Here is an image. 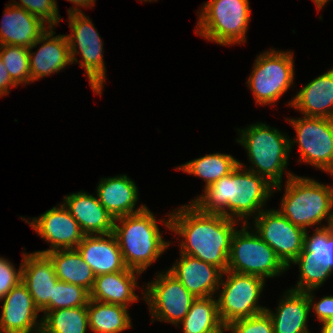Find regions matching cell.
<instances>
[{
  "label": "cell",
  "mask_w": 333,
  "mask_h": 333,
  "mask_svg": "<svg viewBox=\"0 0 333 333\" xmlns=\"http://www.w3.org/2000/svg\"><path fill=\"white\" fill-rule=\"evenodd\" d=\"M165 220L164 226L181 236L180 253L187 254L218 267L228 268L231 239L239 222L221 214L204 213L191 202L181 205Z\"/></svg>",
  "instance_id": "1"
},
{
  "label": "cell",
  "mask_w": 333,
  "mask_h": 333,
  "mask_svg": "<svg viewBox=\"0 0 333 333\" xmlns=\"http://www.w3.org/2000/svg\"><path fill=\"white\" fill-rule=\"evenodd\" d=\"M273 188L265 178L238 165L229 175L204 188V193L191 203L204 213L221 214L249 226V218L254 219L264 210Z\"/></svg>",
  "instance_id": "2"
},
{
  "label": "cell",
  "mask_w": 333,
  "mask_h": 333,
  "mask_svg": "<svg viewBox=\"0 0 333 333\" xmlns=\"http://www.w3.org/2000/svg\"><path fill=\"white\" fill-rule=\"evenodd\" d=\"M237 131L239 134L236 142L245 148L252 166L247 167L240 161L239 165L265 178L274 186L273 193L282 191V178L283 174L286 175L285 169L288 168L290 157V138L263 122L249 124Z\"/></svg>",
  "instance_id": "3"
},
{
  "label": "cell",
  "mask_w": 333,
  "mask_h": 333,
  "mask_svg": "<svg viewBox=\"0 0 333 333\" xmlns=\"http://www.w3.org/2000/svg\"><path fill=\"white\" fill-rule=\"evenodd\" d=\"M285 190L280 209H277L292 224L305 231L331 226L333 219V186L319 183L308 177L287 172ZM323 219L327 226L322 223Z\"/></svg>",
  "instance_id": "4"
},
{
  "label": "cell",
  "mask_w": 333,
  "mask_h": 333,
  "mask_svg": "<svg viewBox=\"0 0 333 333\" xmlns=\"http://www.w3.org/2000/svg\"><path fill=\"white\" fill-rule=\"evenodd\" d=\"M161 232L148 207L115 219L113 233L127 268L142 273L162 256L171 241H165Z\"/></svg>",
  "instance_id": "5"
},
{
  "label": "cell",
  "mask_w": 333,
  "mask_h": 333,
  "mask_svg": "<svg viewBox=\"0 0 333 333\" xmlns=\"http://www.w3.org/2000/svg\"><path fill=\"white\" fill-rule=\"evenodd\" d=\"M251 13L249 0H209L197 11L195 32L218 45L243 44Z\"/></svg>",
  "instance_id": "6"
},
{
  "label": "cell",
  "mask_w": 333,
  "mask_h": 333,
  "mask_svg": "<svg viewBox=\"0 0 333 333\" xmlns=\"http://www.w3.org/2000/svg\"><path fill=\"white\" fill-rule=\"evenodd\" d=\"M293 55L290 50L270 49L256 57L246 84L248 89H251L257 105H275L282 95L294 86Z\"/></svg>",
  "instance_id": "7"
},
{
  "label": "cell",
  "mask_w": 333,
  "mask_h": 333,
  "mask_svg": "<svg viewBox=\"0 0 333 333\" xmlns=\"http://www.w3.org/2000/svg\"><path fill=\"white\" fill-rule=\"evenodd\" d=\"M247 225H240L241 229H237L232 236L227 270L258 276L264 280L287 272L288 268L275 251Z\"/></svg>",
  "instance_id": "8"
},
{
  "label": "cell",
  "mask_w": 333,
  "mask_h": 333,
  "mask_svg": "<svg viewBox=\"0 0 333 333\" xmlns=\"http://www.w3.org/2000/svg\"><path fill=\"white\" fill-rule=\"evenodd\" d=\"M69 28L72 33L66 35L72 64L79 63L85 69L91 89L101 95L106 78V67L103 56V41L92 20L85 13L68 14ZM80 54V61L76 56Z\"/></svg>",
  "instance_id": "9"
},
{
  "label": "cell",
  "mask_w": 333,
  "mask_h": 333,
  "mask_svg": "<svg viewBox=\"0 0 333 333\" xmlns=\"http://www.w3.org/2000/svg\"><path fill=\"white\" fill-rule=\"evenodd\" d=\"M265 282L266 280L258 276L239 274L229 270L222 274L218 289L220 292H217L220 293L217 304L220 319L225 326L234 320L265 312L267 307L259 304Z\"/></svg>",
  "instance_id": "10"
},
{
  "label": "cell",
  "mask_w": 333,
  "mask_h": 333,
  "mask_svg": "<svg viewBox=\"0 0 333 333\" xmlns=\"http://www.w3.org/2000/svg\"><path fill=\"white\" fill-rule=\"evenodd\" d=\"M296 133L289 139L290 152L293 145L299 147V162L307 163L326 172L333 169V119L308 117L286 118Z\"/></svg>",
  "instance_id": "11"
},
{
  "label": "cell",
  "mask_w": 333,
  "mask_h": 333,
  "mask_svg": "<svg viewBox=\"0 0 333 333\" xmlns=\"http://www.w3.org/2000/svg\"><path fill=\"white\" fill-rule=\"evenodd\" d=\"M155 279L142 288L143 300L154 320L168 322L176 327L189 312L196 299L167 269L156 272Z\"/></svg>",
  "instance_id": "12"
},
{
  "label": "cell",
  "mask_w": 333,
  "mask_h": 333,
  "mask_svg": "<svg viewBox=\"0 0 333 333\" xmlns=\"http://www.w3.org/2000/svg\"><path fill=\"white\" fill-rule=\"evenodd\" d=\"M253 229L289 269L303 249L305 230L292 224L276 209H264L253 220Z\"/></svg>",
  "instance_id": "13"
},
{
  "label": "cell",
  "mask_w": 333,
  "mask_h": 333,
  "mask_svg": "<svg viewBox=\"0 0 333 333\" xmlns=\"http://www.w3.org/2000/svg\"><path fill=\"white\" fill-rule=\"evenodd\" d=\"M45 242L50 244V248L38 253H44L59 249H76L82 241V233L78 222L72 217L69 210L63 203L52 207L39 217H31L32 220L22 218Z\"/></svg>",
  "instance_id": "14"
},
{
  "label": "cell",
  "mask_w": 333,
  "mask_h": 333,
  "mask_svg": "<svg viewBox=\"0 0 333 333\" xmlns=\"http://www.w3.org/2000/svg\"><path fill=\"white\" fill-rule=\"evenodd\" d=\"M0 301H4L0 316V333H41L42 318L27 286L21 281Z\"/></svg>",
  "instance_id": "15"
},
{
  "label": "cell",
  "mask_w": 333,
  "mask_h": 333,
  "mask_svg": "<svg viewBox=\"0 0 333 333\" xmlns=\"http://www.w3.org/2000/svg\"><path fill=\"white\" fill-rule=\"evenodd\" d=\"M53 27L38 38L35 44L29 47L30 82H35L51 74L59 73L65 67L72 65L69 44L66 35H57ZM42 44V45H40ZM39 49L33 52V48ZM32 51V52H31Z\"/></svg>",
  "instance_id": "16"
},
{
  "label": "cell",
  "mask_w": 333,
  "mask_h": 333,
  "mask_svg": "<svg viewBox=\"0 0 333 333\" xmlns=\"http://www.w3.org/2000/svg\"><path fill=\"white\" fill-rule=\"evenodd\" d=\"M22 282L40 312L53 310V292L59 281L51 259L44 253L22 254Z\"/></svg>",
  "instance_id": "17"
},
{
  "label": "cell",
  "mask_w": 333,
  "mask_h": 333,
  "mask_svg": "<svg viewBox=\"0 0 333 333\" xmlns=\"http://www.w3.org/2000/svg\"><path fill=\"white\" fill-rule=\"evenodd\" d=\"M180 254L169 272L195 297L206 298L218 292L223 272L199 258Z\"/></svg>",
  "instance_id": "18"
},
{
  "label": "cell",
  "mask_w": 333,
  "mask_h": 333,
  "mask_svg": "<svg viewBox=\"0 0 333 333\" xmlns=\"http://www.w3.org/2000/svg\"><path fill=\"white\" fill-rule=\"evenodd\" d=\"M64 206L78 222L84 235H105L114 230L115 219L100 204L97 196L80 191L64 196Z\"/></svg>",
  "instance_id": "19"
},
{
  "label": "cell",
  "mask_w": 333,
  "mask_h": 333,
  "mask_svg": "<svg viewBox=\"0 0 333 333\" xmlns=\"http://www.w3.org/2000/svg\"><path fill=\"white\" fill-rule=\"evenodd\" d=\"M138 187L126 174L101 178L96 187L100 204L116 219L143 211L145 204L135 207L139 201Z\"/></svg>",
  "instance_id": "20"
},
{
  "label": "cell",
  "mask_w": 333,
  "mask_h": 333,
  "mask_svg": "<svg viewBox=\"0 0 333 333\" xmlns=\"http://www.w3.org/2000/svg\"><path fill=\"white\" fill-rule=\"evenodd\" d=\"M76 249L95 276L120 272L127 268L113 232L105 235H84Z\"/></svg>",
  "instance_id": "21"
},
{
  "label": "cell",
  "mask_w": 333,
  "mask_h": 333,
  "mask_svg": "<svg viewBox=\"0 0 333 333\" xmlns=\"http://www.w3.org/2000/svg\"><path fill=\"white\" fill-rule=\"evenodd\" d=\"M5 7L0 24V45L29 48L49 29L40 18L25 9L14 6L11 2Z\"/></svg>",
  "instance_id": "22"
},
{
  "label": "cell",
  "mask_w": 333,
  "mask_h": 333,
  "mask_svg": "<svg viewBox=\"0 0 333 333\" xmlns=\"http://www.w3.org/2000/svg\"><path fill=\"white\" fill-rule=\"evenodd\" d=\"M287 105L303 116L333 119V67L304 85Z\"/></svg>",
  "instance_id": "23"
},
{
  "label": "cell",
  "mask_w": 333,
  "mask_h": 333,
  "mask_svg": "<svg viewBox=\"0 0 333 333\" xmlns=\"http://www.w3.org/2000/svg\"><path fill=\"white\" fill-rule=\"evenodd\" d=\"M141 274L139 271L126 268L124 271L98 275L90 291V299L128 308L140 300L135 290L140 287L137 280Z\"/></svg>",
  "instance_id": "24"
},
{
  "label": "cell",
  "mask_w": 333,
  "mask_h": 333,
  "mask_svg": "<svg viewBox=\"0 0 333 333\" xmlns=\"http://www.w3.org/2000/svg\"><path fill=\"white\" fill-rule=\"evenodd\" d=\"M283 295L276 311L265 310L271 317L274 333H310L307 322L311 310L306 292L288 289Z\"/></svg>",
  "instance_id": "25"
},
{
  "label": "cell",
  "mask_w": 333,
  "mask_h": 333,
  "mask_svg": "<svg viewBox=\"0 0 333 333\" xmlns=\"http://www.w3.org/2000/svg\"><path fill=\"white\" fill-rule=\"evenodd\" d=\"M46 255L51 259L59 281L80 285L89 292L92 290L96 276L77 249L53 250Z\"/></svg>",
  "instance_id": "26"
},
{
  "label": "cell",
  "mask_w": 333,
  "mask_h": 333,
  "mask_svg": "<svg viewBox=\"0 0 333 333\" xmlns=\"http://www.w3.org/2000/svg\"><path fill=\"white\" fill-rule=\"evenodd\" d=\"M89 329L94 333H122L132 327L128 308L90 299L87 305Z\"/></svg>",
  "instance_id": "27"
},
{
  "label": "cell",
  "mask_w": 333,
  "mask_h": 333,
  "mask_svg": "<svg viewBox=\"0 0 333 333\" xmlns=\"http://www.w3.org/2000/svg\"><path fill=\"white\" fill-rule=\"evenodd\" d=\"M217 295L196 298L189 312L179 323L183 333H224L226 326L222 323L217 304Z\"/></svg>",
  "instance_id": "28"
},
{
  "label": "cell",
  "mask_w": 333,
  "mask_h": 333,
  "mask_svg": "<svg viewBox=\"0 0 333 333\" xmlns=\"http://www.w3.org/2000/svg\"><path fill=\"white\" fill-rule=\"evenodd\" d=\"M238 165L239 160L230 154L213 153L190 160L175 169L202 178L205 182L204 188H206L229 175Z\"/></svg>",
  "instance_id": "29"
},
{
  "label": "cell",
  "mask_w": 333,
  "mask_h": 333,
  "mask_svg": "<svg viewBox=\"0 0 333 333\" xmlns=\"http://www.w3.org/2000/svg\"><path fill=\"white\" fill-rule=\"evenodd\" d=\"M293 262H315L333 274V228H315L311 236L307 230L303 249Z\"/></svg>",
  "instance_id": "30"
},
{
  "label": "cell",
  "mask_w": 333,
  "mask_h": 333,
  "mask_svg": "<svg viewBox=\"0 0 333 333\" xmlns=\"http://www.w3.org/2000/svg\"><path fill=\"white\" fill-rule=\"evenodd\" d=\"M41 333H86L89 328L87 306L45 311Z\"/></svg>",
  "instance_id": "31"
},
{
  "label": "cell",
  "mask_w": 333,
  "mask_h": 333,
  "mask_svg": "<svg viewBox=\"0 0 333 333\" xmlns=\"http://www.w3.org/2000/svg\"><path fill=\"white\" fill-rule=\"evenodd\" d=\"M0 58L11 80L19 86L20 84L29 85V49L24 46L0 45Z\"/></svg>",
  "instance_id": "32"
},
{
  "label": "cell",
  "mask_w": 333,
  "mask_h": 333,
  "mask_svg": "<svg viewBox=\"0 0 333 333\" xmlns=\"http://www.w3.org/2000/svg\"><path fill=\"white\" fill-rule=\"evenodd\" d=\"M90 292L84 287L58 281L53 292V310L87 306Z\"/></svg>",
  "instance_id": "33"
},
{
  "label": "cell",
  "mask_w": 333,
  "mask_h": 333,
  "mask_svg": "<svg viewBox=\"0 0 333 333\" xmlns=\"http://www.w3.org/2000/svg\"><path fill=\"white\" fill-rule=\"evenodd\" d=\"M292 264H297L299 269V281L295 287L290 288L294 291L306 292L310 290H318L326 279L332 275V273L322 267V265L315 262H292Z\"/></svg>",
  "instance_id": "34"
},
{
  "label": "cell",
  "mask_w": 333,
  "mask_h": 333,
  "mask_svg": "<svg viewBox=\"0 0 333 333\" xmlns=\"http://www.w3.org/2000/svg\"><path fill=\"white\" fill-rule=\"evenodd\" d=\"M16 0L12 5L25 9L32 15L40 18L49 27H55L62 20L56 0Z\"/></svg>",
  "instance_id": "35"
},
{
  "label": "cell",
  "mask_w": 333,
  "mask_h": 333,
  "mask_svg": "<svg viewBox=\"0 0 333 333\" xmlns=\"http://www.w3.org/2000/svg\"><path fill=\"white\" fill-rule=\"evenodd\" d=\"M230 333H274L273 323L269 314L265 311L260 314L234 320L226 326V332Z\"/></svg>",
  "instance_id": "36"
},
{
  "label": "cell",
  "mask_w": 333,
  "mask_h": 333,
  "mask_svg": "<svg viewBox=\"0 0 333 333\" xmlns=\"http://www.w3.org/2000/svg\"><path fill=\"white\" fill-rule=\"evenodd\" d=\"M22 281V261L19 269L12 262L0 256V300Z\"/></svg>",
  "instance_id": "37"
},
{
  "label": "cell",
  "mask_w": 333,
  "mask_h": 333,
  "mask_svg": "<svg viewBox=\"0 0 333 333\" xmlns=\"http://www.w3.org/2000/svg\"><path fill=\"white\" fill-rule=\"evenodd\" d=\"M314 290L306 291L308 296L310 310H314V315L321 323L333 319V295L323 296L316 303L314 301Z\"/></svg>",
  "instance_id": "38"
},
{
  "label": "cell",
  "mask_w": 333,
  "mask_h": 333,
  "mask_svg": "<svg viewBox=\"0 0 333 333\" xmlns=\"http://www.w3.org/2000/svg\"><path fill=\"white\" fill-rule=\"evenodd\" d=\"M11 87H18L9 75V72L5 68L2 59L0 58V97L10 94Z\"/></svg>",
  "instance_id": "39"
},
{
  "label": "cell",
  "mask_w": 333,
  "mask_h": 333,
  "mask_svg": "<svg viewBox=\"0 0 333 333\" xmlns=\"http://www.w3.org/2000/svg\"><path fill=\"white\" fill-rule=\"evenodd\" d=\"M69 1L70 3H73L75 5V7H71V8H68L67 12L68 14L70 13H81L82 10L81 8L84 7V8H90L91 7H95V1L96 0H67ZM79 7V8H78Z\"/></svg>",
  "instance_id": "40"
},
{
  "label": "cell",
  "mask_w": 333,
  "mask_h": 333,
  "mask_svg": "<svg viewBox=\"0 0 333 333\" xmlns=\"http://www.w3.org/2000/svg\"><path fill=\"white\" fill-rule=\"evenodd\" d=\"M320 333H333V319L321 323Z\"/></svg>",
  "instance_id": "41"
},
{
  "label": "cell",
  "mask_w": 333,
  "mask_h": 333,
  "mask_svg": "<svg viewBox=\"0 0 333 333\" xmlns=\"http://www.w3.org/2000/svg\"><path fill=\"white\" fill-rule=\"evenodd\" d=\"M316 6V8L318 9L317 11L321 10L324 8V6L327 4V2L331 1V0H312Z\"/></svg>",
  "instance_id": "42"
},
{
  "label": "cell",
  "mask_w": 333,
  "mask_h": 333,
  "mask_svg": "<svg viewBox=\"0 0 333 333\" xmlns=\"http://www.w3.org/2000/svg\"><path fill=\"white\" fill-rule=\"evenodd\" d=\"M142 1H143V2H147V1H148V2H152V1L155 2V1H158V0H140V2H142Z\"/></svg>",
  "instance_id": "43"
},
{
  "label": "cell",
  "mask_w": 333,
  "mask_h": 333,
  "mask_svg": "<svg viewBox=\"0 0 333 333\" xmlns=\"http://www.w3.org/2000/svg\"><path fill=\"white\" fill-rule=\"evenodd\" d=\"M328 174L333 177V169Z\"/></svg>",
  "instance_id": "44"
}]
</instances>
